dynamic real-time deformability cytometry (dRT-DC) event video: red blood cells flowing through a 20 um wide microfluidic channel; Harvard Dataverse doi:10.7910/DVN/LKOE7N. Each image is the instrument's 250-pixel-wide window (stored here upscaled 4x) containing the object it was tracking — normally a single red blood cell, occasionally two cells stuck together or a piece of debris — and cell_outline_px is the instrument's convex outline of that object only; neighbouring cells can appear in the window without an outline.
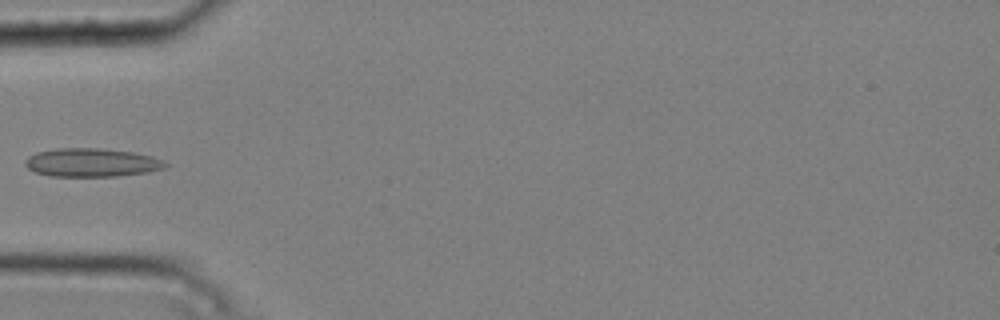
{"species": "common noctule bat (a hibernating species)", "species_latin": "Nyctalus noctula", "temperature_condition": "cold", "stored_images_in_passage": 5, "camera_frame_rate_fps": 3000, "um_per_image_px": 0.085, "animal": {"sex": "male", "body_mass_g": 20.4}, "frame": {"image": 1, "passage_image": 5, "time_ms": 1.333, "image_size_px": [1000, 320], "cell_outline_px": [[168, 164], [164, 168], [148, 172], [116, 176], [48, 176], [36, 172], [28, 168], [24, 164], [24, 160], [28, 156], [36, 152], [56, 148], [100, 148], [132, 152], [152, 156], [164, 160]], "centroid_in_image_um": [7.77, 13.81], "position_along_channel_um": 77.2, "area_um2": 23.35}}